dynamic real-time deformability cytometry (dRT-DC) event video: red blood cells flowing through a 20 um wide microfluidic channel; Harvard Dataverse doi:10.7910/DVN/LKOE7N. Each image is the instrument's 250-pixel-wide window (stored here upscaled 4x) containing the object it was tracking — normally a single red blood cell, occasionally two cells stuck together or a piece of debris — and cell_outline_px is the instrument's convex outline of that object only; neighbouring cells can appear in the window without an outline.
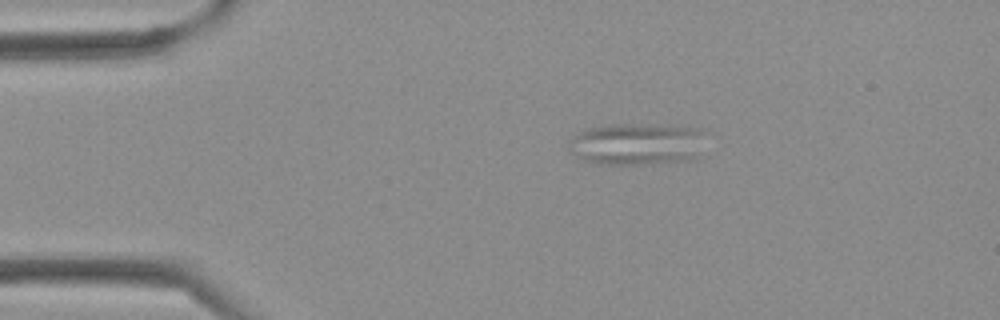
{"species": "Egyptian fruit bat (a non-hibernating species)", "species_latin": "Rousettus aegyptiacus", "temperature_condition": "cold", "stored_images_in_passage": 33, "camera_frame_rate_fps": 3000, "um_per_image_px": 0.085, "frame": {"image": 1, "passage_image": 1, "time_ms": 0.0, "image_size_px": [1000, 320], "cell_outline_px": [[704, 132], [696, 160], [632, 164], [600, 164], [584, 160], [568, 152], [568, 144], [572, 136], [584, 128], [616, 124], [628, 124], [704, 128]], "centroid_in_image_um": [54.08, 12.24], "position_along_channel_um": 30.9, "area_um2": 33.47}}
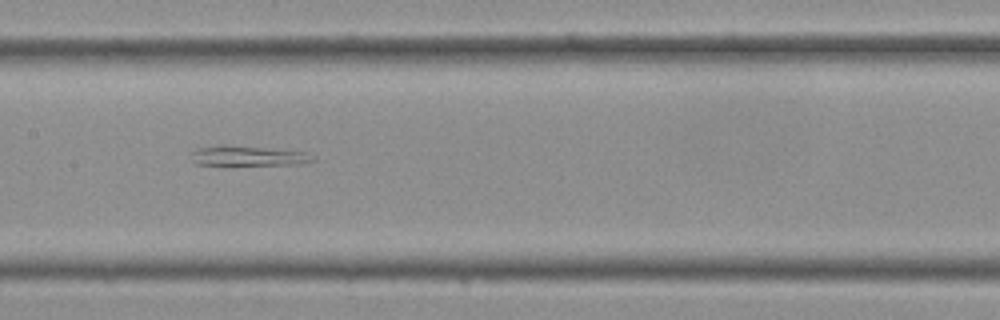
{"frame": {"image": 2, "passage_image": 13, "time_ms": 4.0, "image_size_px": [1000, 320], "cell_outline_px": [[316, 160], [304, 164], [224, 168], [196, 164], [192, 160], [188, 152], [196, 148], [224, 144], [308, 152], [316, 156]], "centroid_in_image_um": [21.03, 13.31], "position_along_channel_um": 186.4, "area_um2": 15.84}}
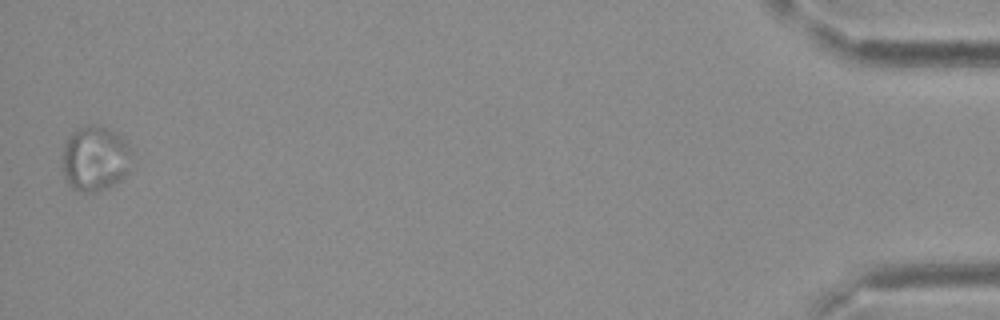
{"frame": {"image": 3, "passage_image": 33, "time_ms": 10.667, "image_size_px": [1000, 320], "cell_outline_px": [[132, 152], [128, 172], [120, 180], [96, 192], [80, 192], [72, 188], [68, 184], [64, 176], [64, 144], [68, 136], [72, 132], [80, 128], [92, 124], [96, 124], [116, 132], [128, 140]], "centroid_in_image_um": [8.11, 13.46], "position_along_channel_um": 427.1, "area_um2": 26.41}}